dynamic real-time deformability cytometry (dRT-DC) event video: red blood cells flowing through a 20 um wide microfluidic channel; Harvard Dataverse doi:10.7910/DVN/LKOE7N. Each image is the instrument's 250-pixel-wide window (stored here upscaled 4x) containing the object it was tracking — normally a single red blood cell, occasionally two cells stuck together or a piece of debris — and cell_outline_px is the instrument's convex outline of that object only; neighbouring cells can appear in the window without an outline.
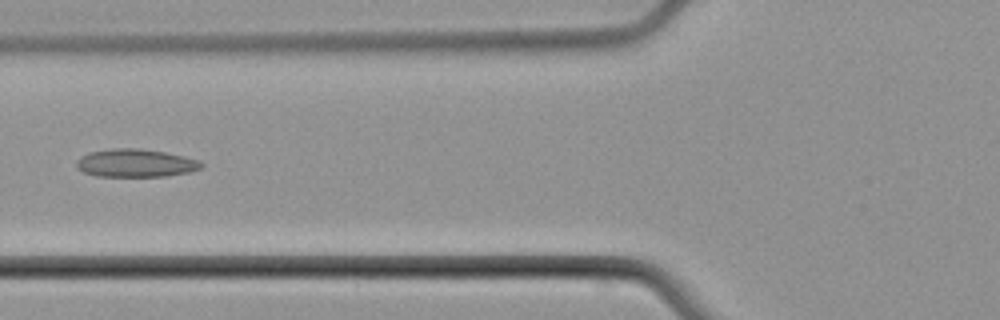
{"species": "common noctule bat (a hibernating species)", "species_latin": "Nyctalus noctula", "temperature_condition": "cold", "stored_images_in_passage": 5, "camera_frame_rate_fps": 3000, "um_per_image_px": 0.085, "animal": {"sex": "male", "body_mass_g": 21.5, "forearm_length_mm": 52.0}, "frame": {"image": 1, "passage_image": 5, "time_ms": 5.0, "image_size_px": [1000, 320], "cell_outline_px": [[204, 164], [200, 168], [192, 172], [164, 176], [96, 176], [84, 172], [76, 168], [76, 160], [88, 152], [112, 148], [136, 148], [164, 152], [196, 160]], "centroid_in_image_um": [11.47, 13.86], "position_along_channel_um": 114.3, "area_um2": 20.23}}